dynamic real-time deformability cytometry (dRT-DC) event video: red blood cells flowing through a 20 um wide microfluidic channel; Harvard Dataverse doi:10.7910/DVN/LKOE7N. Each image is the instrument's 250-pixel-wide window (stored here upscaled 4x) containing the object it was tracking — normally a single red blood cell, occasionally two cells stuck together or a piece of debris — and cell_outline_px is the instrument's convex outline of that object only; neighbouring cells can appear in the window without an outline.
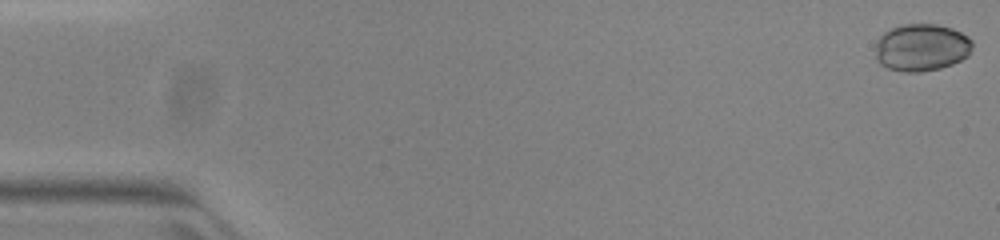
{"species": "common noctule bat (a hibernating species)", "species_latin": "Nyctalus noctula", "temperature_condition": "warm", "stored_images_in_passage": 52, "camera_frame_rate_fps": 3000, "um_per_image_px": 0.085, "animal": {"sex": "female", "body_mass_g": 23.0, "forearm_length_mm": 53.4}, "frame": {"image": 1, "passage_image": 1, "time_ms": 0.0, "image_size_px": [1000, 240], "cell_outline_px": [[972, 48], [968, 56], [952, 64], [940, 68], [920, 72], [904, 72], [888, 68], [880, 64], [876, 60], [876, 44], [880, 36], [884, 32], [892, 28], [904, 24], [936, 24], [952, 28], [968, 36], [972, 40]], "centroid_in_image_um": [78.33, 4.04], "position_along_channel_um": 6.7, "area_um2": 26.82}}
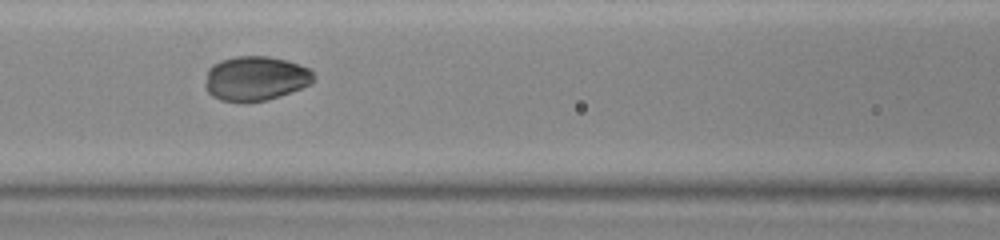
{"frame": {"image": 2, "passage_image": 23, "time_ms": 7.333, "image_size_px": [1000, 240], "cell_outline_px": [[316, 76], [312, 84], [280, 96], [268, 100], [220, 100], [212, 96], [208, 92], [204, 84], [208, 68], [212, 64], [220, 60], [236, 56], [268, 56], [288, 60], [300, 64], [308, 68]], "centroid_in_image_um": [21.74, 6.64], "position_along_channel_um": 144.9, "area_um2": 28.15}}
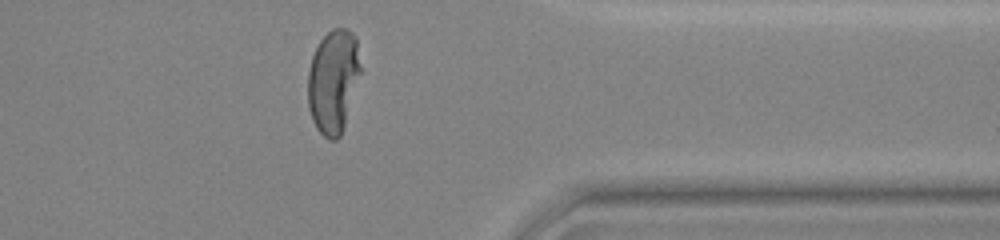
{"frame": {"image": 3, "passage_image": 42, "time_ms": 13.667, "image_size_px": [1000, 240], "cell_outline_px": [[360, 72], [344, 128], [340, 136], [336, 140], [328, 140], [316, 128], [312, 120], [308, 108], [308, 72], [312, 56], [320, 40], [332, 28], [348, 28], [352, 32], [356, 40], [360, 64]], "centroid_in_image_um": [28.31, 6.91], "position_along_channel_um": 383.1, "area_um2": 31.73}, "authors_computed_cell_mechanics": {"area_um2": 28.4376, "velocity_mm_per_s": 3.9666, "shape_relaxation_time_tau1_ms": 4.5055, "shape_relaxation_time_tau2_ms": null, "deformation_change_tau1": 0.1148, "deformation_change_tau2": null}}